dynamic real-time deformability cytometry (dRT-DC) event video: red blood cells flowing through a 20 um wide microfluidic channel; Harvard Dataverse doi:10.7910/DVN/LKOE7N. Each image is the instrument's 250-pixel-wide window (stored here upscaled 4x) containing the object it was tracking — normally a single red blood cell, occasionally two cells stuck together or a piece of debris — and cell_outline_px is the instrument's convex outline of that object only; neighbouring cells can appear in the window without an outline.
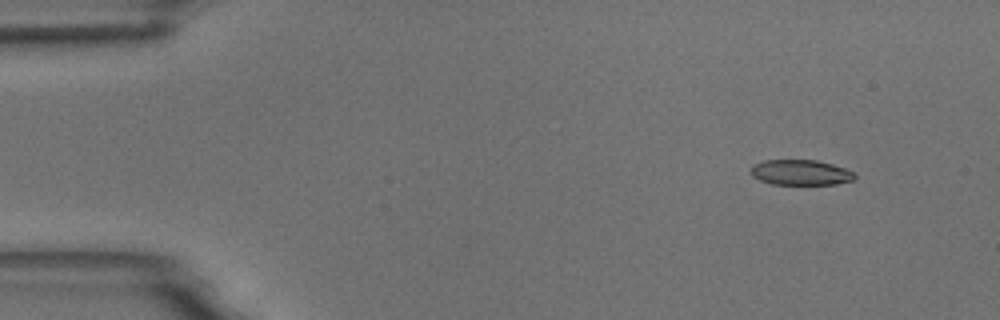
{"species": "common noctule bat (a hibernating species)", "species_latin": "Nyctalus noctula", "temperature_condition": "room temperature", "stored_images_in_passage": 5, "camera_frame_rate_fps": 3000, "um_per_image_px": 0.085, "animal": {"sex": "male", "body_mass_g": 18.8}, "frame": {"image": 1, "passage_image": 2, "time_ms": 1.333, "image_size_px": [1000, 320], "cell_outline_px": [[856, 176], [852, 180], [836, 184], [772, 184], [760, 180], [752, 176], [748, 172], [752, 164], [764, 160], [816, 160], [832, 164], [856, 172]], "centroid_in_image_um": [68.01, 14.65], "position_along_channel_um": 17.0, "area_um2": 15.49}}
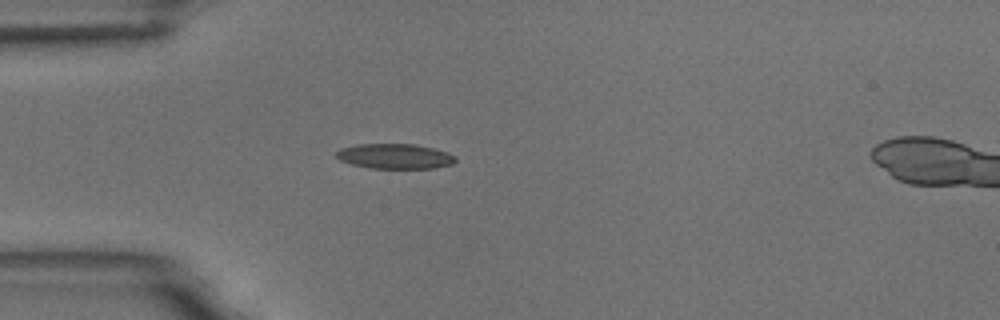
{"frame": {"image": 2, "passage_image": 5, "time_ms": 4.667, "image_size_px": [1000, 320], "cell_outline_px": [[456, 160], [452, 164], [432, 168], [372, 168], [352, 164], [340, 160], [336, 156], [336, 152], [340, 148], [356, 144], [412, 144], [432, 148], [448, 152], [456, 156]], "centroid_in_image_um": [33.56, 13.27], "position_along_channel_um": 51.4, "area_um2": 17.28}}